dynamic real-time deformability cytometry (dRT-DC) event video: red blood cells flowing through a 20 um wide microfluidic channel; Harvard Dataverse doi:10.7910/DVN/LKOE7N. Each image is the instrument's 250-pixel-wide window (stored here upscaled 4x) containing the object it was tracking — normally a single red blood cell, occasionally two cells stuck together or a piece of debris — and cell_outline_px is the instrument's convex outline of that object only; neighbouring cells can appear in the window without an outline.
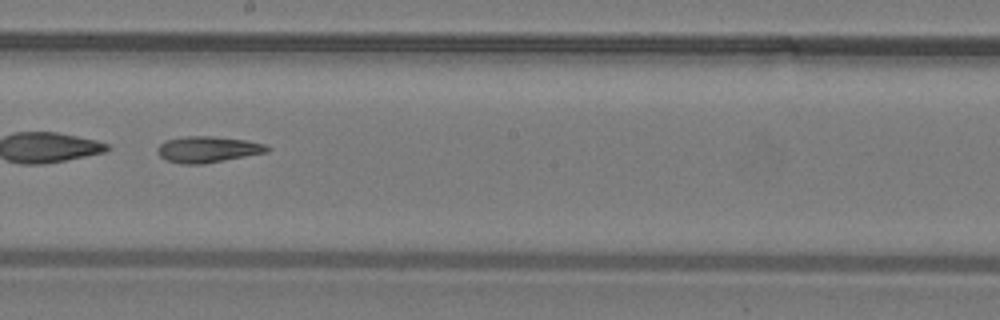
{"species": "common noctule bat (a hibernating species)", "species_latin": "Nyctalus noctula", "temperature_condition": "warm", "stored_images_in_passage": 25, "camera_frame_rate_fps": 3000, "um_per_image_px": 0.085, "animal": {"sex": "male", "body_mass_g": 19.2, "forearm_length_mm": 51.8}, "frame": {"image": 1, "passage_image": 11, "time_ms": 3.333, "image_size_px": [1000, 320], "cell_outline_px": [[272, 148], [268, 152], [204, 164], [184, 164], [168, 160], [160, 156], [156, 152], [156, 148], [160, 144], [168, 140], [184, 136], [212, 136], [244, 140], [264, 144]], "centroid_in_image_um": [17.66, 12.7], "position_along_channel_um": 230.5, "area_um2": 16.65}}